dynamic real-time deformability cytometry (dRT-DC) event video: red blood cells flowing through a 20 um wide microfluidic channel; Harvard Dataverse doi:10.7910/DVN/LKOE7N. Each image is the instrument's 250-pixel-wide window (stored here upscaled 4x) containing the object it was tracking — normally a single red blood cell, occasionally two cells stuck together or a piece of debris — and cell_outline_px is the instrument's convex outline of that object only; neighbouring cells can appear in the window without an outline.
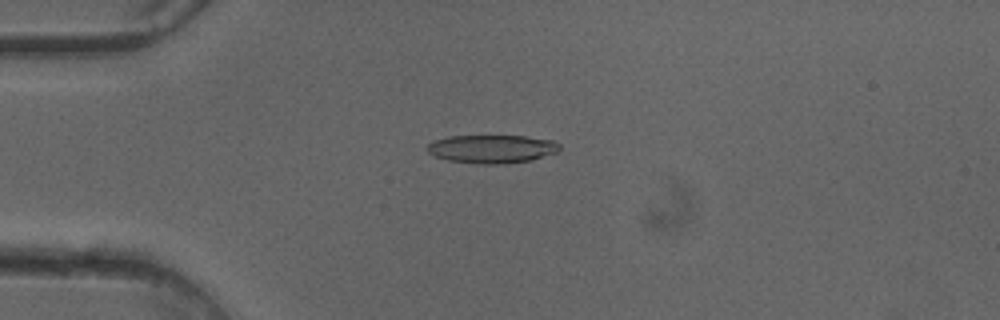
{"species": "common noctule bat (a hibernating species)", "species_latin": "Nyctalus noctula", "temperature_condition": "cold", "stored_images_in_passage": 50, "camera_frame_rate_fps": 3000, "um_per_image_px": 0.085, "animal": {"sex": "female"}, "frame": {"image": 1, "passage_image": 13, "time_ms": 4.0, "image_size_px": [1000, 320], "cell_outline_px": [[560, 148], [556, 152], [532, 160], [504, 164], [476, 164], [448, 160], [436, 156], [428, 152], [424, 148], [432, 140], [448, 136], [524, 136], [556, 140], [560, 144]], "centroid_in_image_um": [41.8, 12.65], "position_along_channel_um": 43.2, "area_um2": 22.08}}
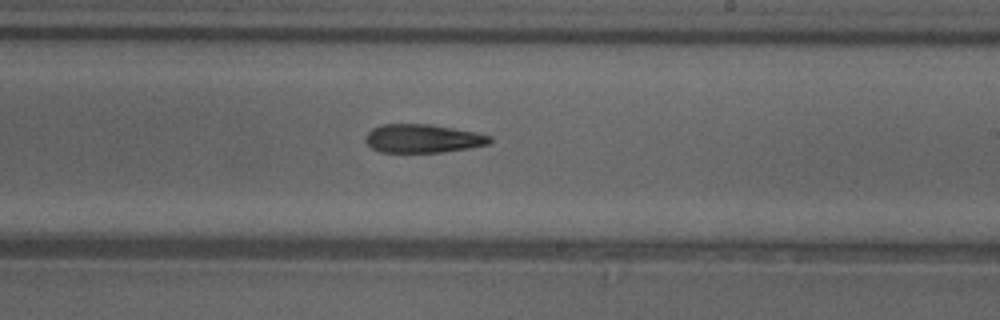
{"frame": {"image": 2, "passage_image": 30, "time_ms": 9.667, "image_size_px": [1000, 320], "cell_outline_px": [[492, 140], [488, 144], [472, 148], [444, 152], [380, 152], [372, 148], [364, 140], [368, 132], [372, 128], [380, 124], [428, 124], [476, 132], [492, 136]], "centroid_in_image_um": [35.94, 11.77], "position_along_channel_um": 253.1, "area_um2": 20.75}}
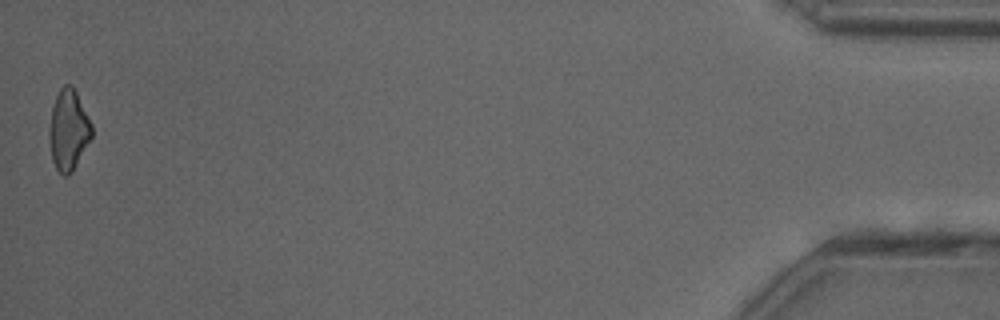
{"frame": {"image": 3, "passage_image": 50, "time_ms": 16.333, "image_size_px": [1000, 320], "cell_outline_px": [[92, 136], [72, 172], [68, 176], [64, 176], [56, 168], [52, 160], [48, 136], [48, 132], [52, 108], [56, 96], [60, 88], [64, 84], [72, 84], [92, 124]], "centroid_in_image_um": [5.81, 11.05], "position_along_channel_um": 429.4, "area_um2": 19.88}}